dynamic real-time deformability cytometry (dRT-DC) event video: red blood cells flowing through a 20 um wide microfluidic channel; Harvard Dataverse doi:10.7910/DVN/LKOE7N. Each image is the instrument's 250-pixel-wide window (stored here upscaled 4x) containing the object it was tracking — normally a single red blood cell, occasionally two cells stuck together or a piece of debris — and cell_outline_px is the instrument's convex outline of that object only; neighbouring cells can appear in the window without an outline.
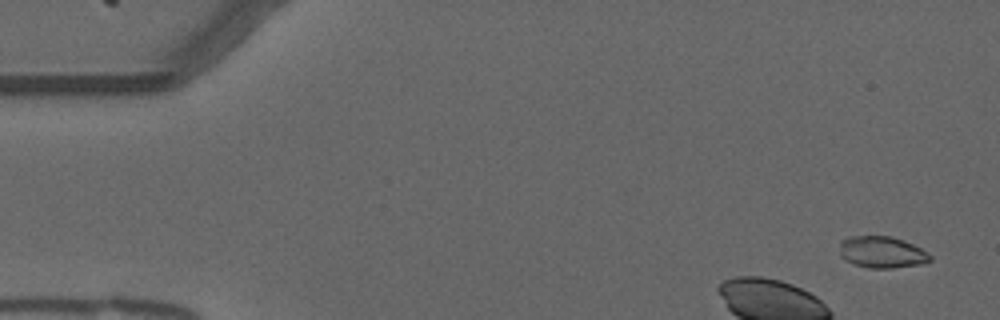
{"species": "common noctule bat (a hibernating species)", "species_latin": "Nyctalus noctula", "temperature_condition": "warm", "stored_images_in_passage": 13, "camera_frame_rate_fps": 3000, "um_per_image_px": 0.085, "animal": {"sex": "male", "forearm_length_mm": 52.5}, "frame": {"image": 1, "passage_image": 3, "time_ms": 0.667, "image_size_px": [1000, 320], "cell_outline_px": [[932, 260], [924, 264], [892, 268], [868, 268], [844, 260], [840, 256], [840, 240], [852, 236], [892, 236], [912, 244], [928, 252], [932, 256]], "centroid_in_image_um": [74.98, 21.44], "position_along_channel_um": 10.0, "area_um2": 16.82}}